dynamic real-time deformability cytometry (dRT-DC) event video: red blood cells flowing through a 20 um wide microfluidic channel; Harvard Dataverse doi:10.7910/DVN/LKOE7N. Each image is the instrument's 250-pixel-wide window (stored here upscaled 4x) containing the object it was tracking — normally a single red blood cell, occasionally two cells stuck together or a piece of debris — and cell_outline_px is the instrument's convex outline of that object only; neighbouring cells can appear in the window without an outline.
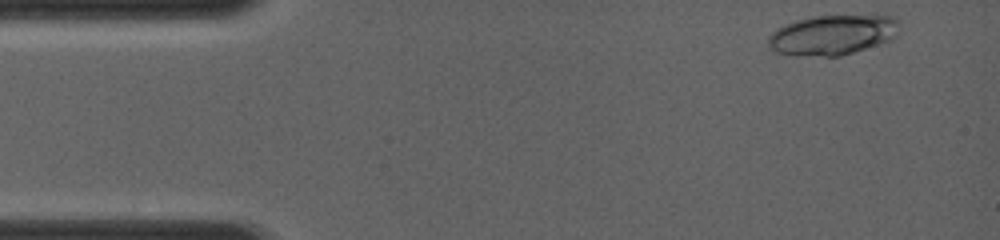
{"species": "common noctule bat (a hibernating species)", "species_latin": "Nyctalus noctula", "temperature_condition": "room temperature", "stored_images_in_passage": 6, "camera_frame_rate_fps": 4000, "um_per_image_px": 0.085, "animal": {"sex": "female", "body_mass_g": 19.0, "forearm_length_mm": 56.7}, "frame": {"image": 1, "passage_image": 1, "time_ms": 0.0, "image_size_px": [1000, 240], "cell_outline_px": [[900, 28], [896, 36], [892, 40], [840, 56], [792, 56], [772, 52], [768, 48], [768, 36], [776, 28], [784, 24], [796, 20], [812, 16], [892, 16], [900, 20]], "centroid_in_image_um": [70.73, 2.98], "position_along_channel_um": 14.3, "area_um2": 31.1}}